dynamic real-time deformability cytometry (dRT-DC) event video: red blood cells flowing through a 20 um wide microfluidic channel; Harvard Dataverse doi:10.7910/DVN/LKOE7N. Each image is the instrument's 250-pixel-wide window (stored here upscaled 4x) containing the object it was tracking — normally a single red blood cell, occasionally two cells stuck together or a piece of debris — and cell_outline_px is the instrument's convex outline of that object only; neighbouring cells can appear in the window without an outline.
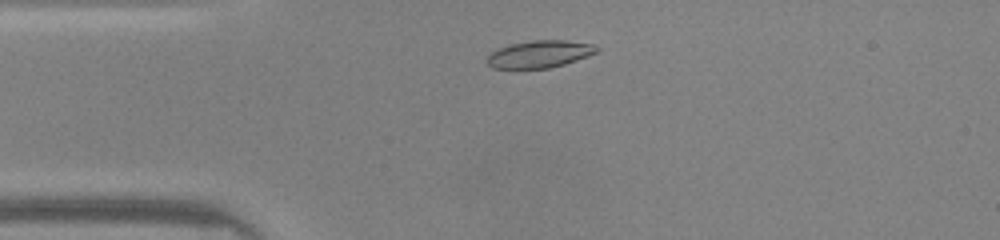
{"species": "common noctule bat (a hibernating species)", "species_latin": "Nyctalus noctula", "temperature_condition": "warm", "stored_images_in_passage": 40, "camera_frame_rate_fps": 3000, "um_per_image_px": 0.085, "animal": {"sex": "male", "body_mass_g": 20.0, "forearm_length_mm": 53.3}, "frame": {"image": 1, "passage_image": 4, "time_ms": 1.0, "image_size_px": [1000, 240], "cell_outline_px": [[600, 48], [596, 52], [588, 56], [564, 64], [548, 68], [492, 68], [488, 64], [488, 56], [492, 52], [508, 44], [532, 40], [564, 40], [592, 44]], "centroid_in_image_um": [45.87, 4.59], "position_along_channel_um": 39.1, "area_um2": 17.22}}
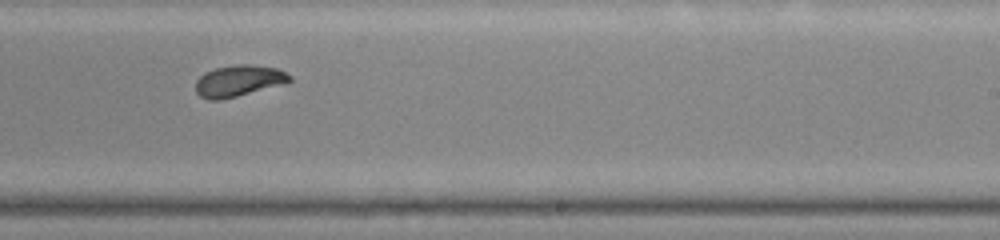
{"frame": {"image": 2, "passage_image": 22, "time_ms": 7.0, "image_size_px": [1000, 240], "cell_outline_px": [[292, 80], [236, 96], [220, 100], [208, 100], [200, 96], [196, 92], [196, 80], [204, 72], [216, 68], [236, 64], [252, 64], [276, 68], [292, 76]], "centroid_in_image_um": [20.22, 6.85], "position_along_channel_um": 268.8, "area_um2": 16.82}}
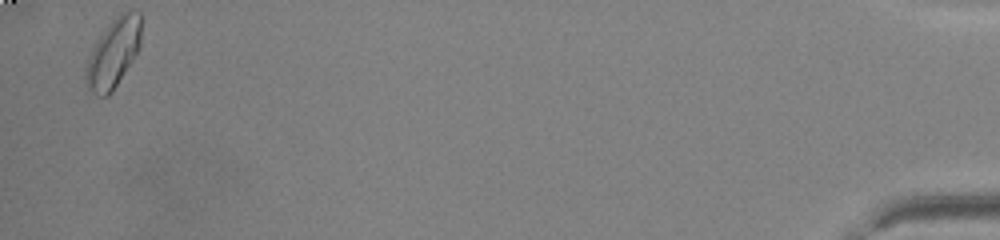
{"frame": {"image": 3, "passage_image": 40, "time_ms": 13.0, "image_size_px": [1000, 240], "cell_outline_px": [[140, 48], [112, 92], [108, 96], [96, 96], [88, 88], [84, 80], [84, 72], [88, 56], [100, 36], [108, 24], [120, 12], [140, 12]], "centroid_in_image_um": [9.61, 4.55], "position_along_channel_um": 425.6, "area_um2": 22.08}, "authors_computed_cell_mechanics": {"area_um2": 17.3689, "velocity_mm_per_s": 4.1949, "shape_relaxation_time_tau1_ms": 5.6883, "shape_relaxation_time_tau2_ms": 1.3339, "deformation_change_tau1": 0.1755, "deformation_change_tau2": 0.0528}}